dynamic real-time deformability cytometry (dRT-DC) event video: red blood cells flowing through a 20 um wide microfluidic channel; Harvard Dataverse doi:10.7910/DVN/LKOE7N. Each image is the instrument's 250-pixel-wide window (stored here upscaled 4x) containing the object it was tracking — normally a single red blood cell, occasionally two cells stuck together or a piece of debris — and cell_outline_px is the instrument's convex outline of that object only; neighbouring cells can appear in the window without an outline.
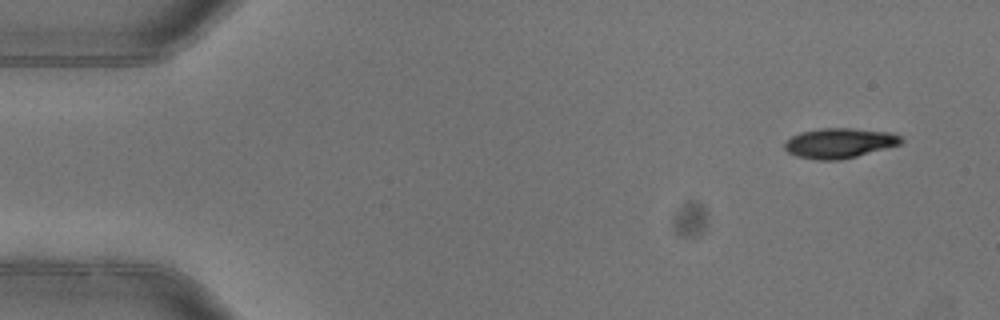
{"species": "common noctule bat (a hibernating species)", "species_latin": "Nyctalus noctula", "temperature_condition": "warm", "stored_images_in_passage": 4, "camera_frame_rate_fps": 3000, "um_per_image_px": 0.085, "animal": {"sex": "female"}, "frame": {"image": 1, "passage_image": 1, "time_ms": 0.0, "image_size_px": [1000, 320], "cell_outline_px": [[904, 140], [900, 144], [856, 156], [840, 160], [816, 160], [796, 156], [788, 152], [784, 148], [784, 140], [800, 132], [820, 128], [848, 128], [888, 132], [900, 136]], "centroid_in_image_um": [71.29, 12.16], "position_along_channel_um": 13.7, "area_um2": 20.29}}
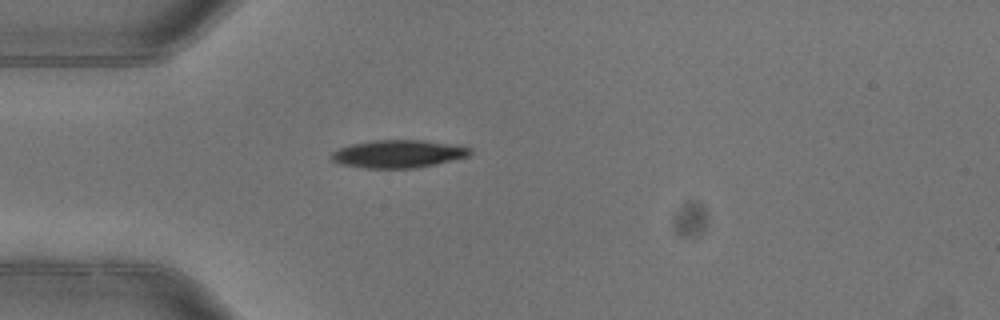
{"frame": {"image": 2, "passage_image": 4, "time_ms": 1.0, "image_size_px": [1000, 320], "cell_outline_px": [[472, 152], [468, 156], [436, 164], [416, 168], [364, 168], [340, 164], [332, 160], [332, 152], [340, 148], [352, 144], [372, 140], [424, 140], [460, 144], [472, 148]], "centroid_in_image_um": [33.91, 13.07], "position_along_channel_um": 51.1, "area_um2": 22.66}}